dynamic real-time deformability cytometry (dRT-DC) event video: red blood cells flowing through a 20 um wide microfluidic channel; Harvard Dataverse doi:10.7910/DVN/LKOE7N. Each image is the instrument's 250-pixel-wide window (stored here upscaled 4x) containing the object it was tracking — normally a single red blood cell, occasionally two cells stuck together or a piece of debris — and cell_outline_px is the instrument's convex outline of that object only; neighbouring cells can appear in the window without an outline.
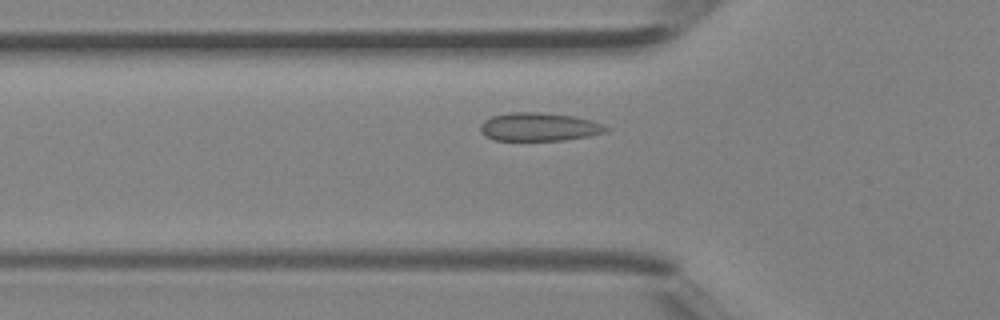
{"species": "Egyptian fruit bat (a non-hibernating species)", "species_latin": "Rousettus aegyptiacus", "temperature_condition": "room temperature", "stored_images_in_passage": 37, "camera_frame_rate_fps": 3000, "um_per_image_px": 0.085, "animal": {"sex": "female"}, "frame": {"image": 1, "passage_image": 10, "time_ms": 3.0, "image_size_px": [1000, 320], "cell_outline_px": [[608, 128], [604, 132], [588, 136], [564, 140], [492, 140], [484, 136], [480, 132], [480, 124], [484, 120], [492, 116], [512, 112], [540, 112], [576, 116], [592, 120]], "centroid_in_image_um": [45.76, 10.78], "position_along_channel_um": 80.0, "area_um2": 20.75}}
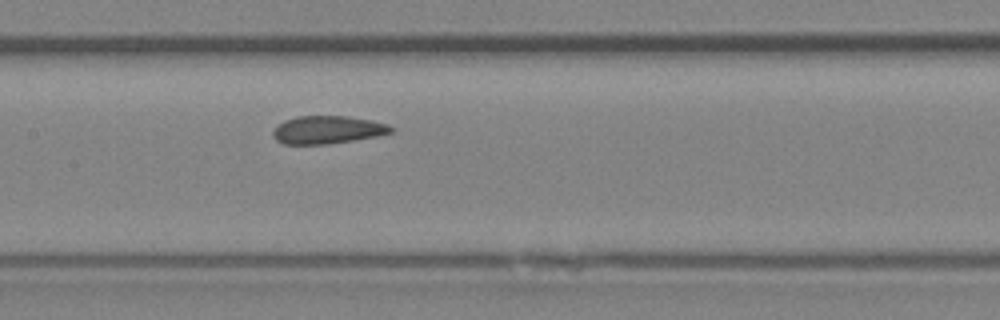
{"frame": {"image": 2, "passage_image": 16, "time_ms": 5.0, "image_size_px": [1000, 320], "cell_outline_px": [[396, 128], [392, 132], [380, 136], [328, 144], [284, 144], [276, 140], [272, 136], [272, 132], [284, 120], [296, 116], [348, 116], [372, 120], [388, 124]], "centroid_in_image_um": [27.89, 11.03], "position_along_channel_um": 179.5, "area_um2": 19.36}}
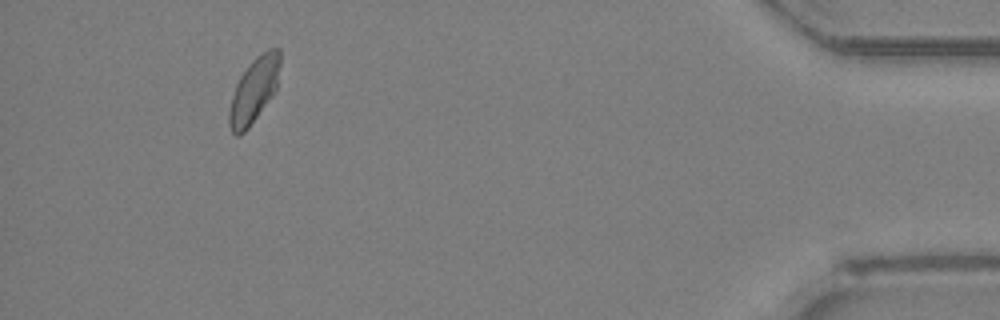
{"frame": {"image": 3, "passage_image": 34, "time_ms": 11.0, "image_size_px": [1000, 320], "cell_outline_px": [[280, 64], [276, 88], [272, 96], [248, 128], [240, 136], [236, 136], [232, 132], [228, 124], [228, 112], [232, 96], [236, 84], [240, 76], [252, 60], [256, 56], [268, 48], [280, 48]], "centroid_in_image_um": [21.58, 7.66], "position_along_channel_um": 413.6, "area_um2": 19.25}}